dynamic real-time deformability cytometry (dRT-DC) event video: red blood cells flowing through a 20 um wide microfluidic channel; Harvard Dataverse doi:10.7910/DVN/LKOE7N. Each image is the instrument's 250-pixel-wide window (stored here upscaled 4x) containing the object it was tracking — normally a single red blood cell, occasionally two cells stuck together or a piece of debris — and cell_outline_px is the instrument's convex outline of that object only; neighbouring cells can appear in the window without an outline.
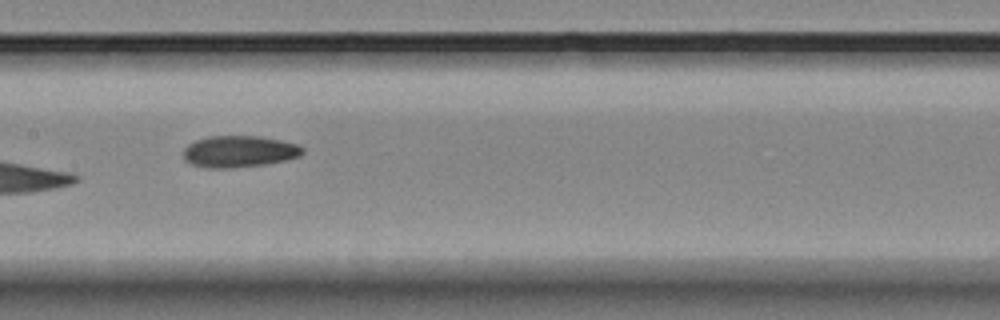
{"species": "Egyptian fruit bat (a non-hibernating species)", "species_latin": "Rousettus aegyptiacus", "temperature_condition": "room temperature", "stored_images_in_passage": 9, "camera_frame_rate_fps": 3000, "um_per_image_px": 0.085, "animal": {"sex": "female"}, "frame": {"image": 1, "passage_image": 6, "time_ms": 6.0, "image_size_px": [1000, 320], "cell_outline_px": [[304, 152], [300, 156], [284, 160], [264, 164], [232, 168], [208, 168], [192, 164], [184, 160], [184, 148], [188, 144], [196, 140], [208, 136], [260, 136], [300, 144], [304, 148]], "centroid_in_image_um": [20.34, 12.87], "position_along_channel_um": 187.1, "area_um2": 22.02}}
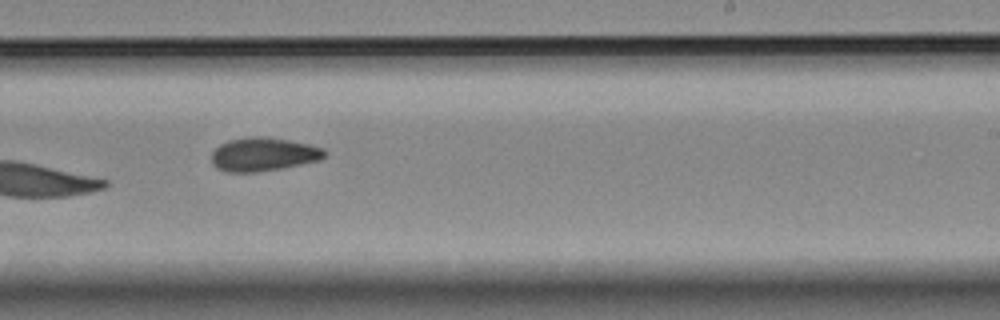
{"frame": {"image": 2, "passage_image": 8, "time_ms": 8.0, "image_size_px": [1000, 320], "cell_outline_px": [[328, 156], [320, 160], [280, 168], [256, 172], [228, 172], [216, 168], [212, 164], [212, 152], [220, 144], [228, 140], [248, 136], [268, 136], [308, 144], [324, 148], [328, 152]], "centroid_in_image_um": [22.4, 13.1], "position_along_channel_um": 266.6, "area_um2": 22.31}}
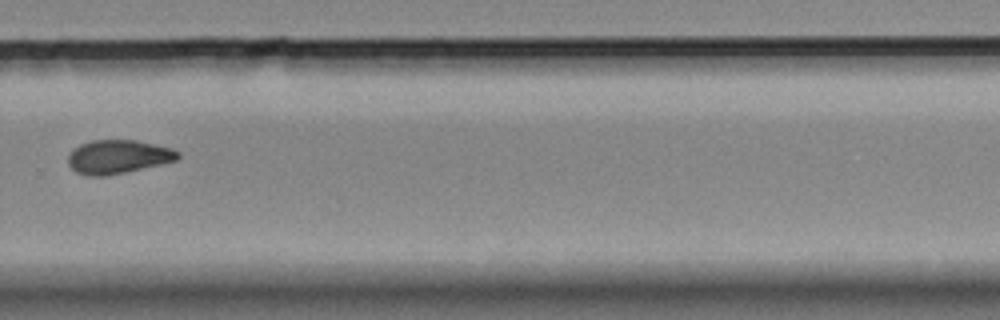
{"frame": {"image": 3, "passage_image": 9, "time_ms": 9.333, "image_size_px": [1000, 320], "cell_outline_px": [[180, 156], [176, 160], [160, 164], [124, 172], [104, 176], [88, 176], [76, 172], [68, 164], [68, 156], [72, 148], [80, 144], [92, 140], [136, 140], [172, 148], [180, 152]], "centroid_in_image_um": [10.01, 13.31], "position_along_channel_um": 319.8, "area_um2": 21.5}}